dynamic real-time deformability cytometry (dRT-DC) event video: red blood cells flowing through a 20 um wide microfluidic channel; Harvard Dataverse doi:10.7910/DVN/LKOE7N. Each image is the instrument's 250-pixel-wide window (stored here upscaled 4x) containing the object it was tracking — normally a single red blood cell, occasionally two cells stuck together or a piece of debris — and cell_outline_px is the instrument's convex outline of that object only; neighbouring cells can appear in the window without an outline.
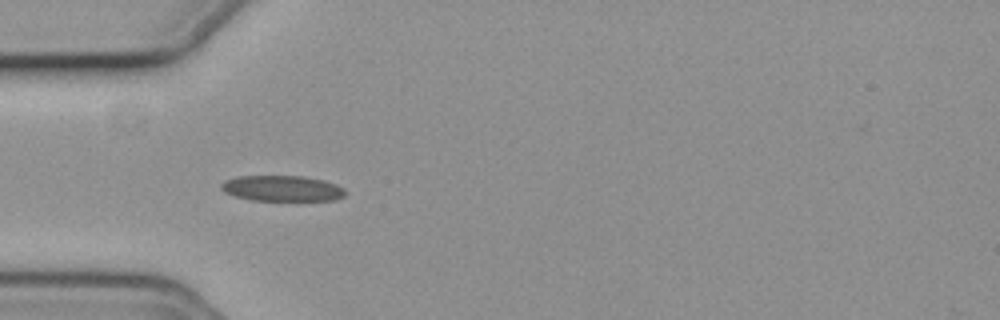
{"species": "common noctule bat (a hibernating species)", "species_latin": "Nyctalus noctula", "temperature_condition": "cold", "stored_images_in_passage": 4, "camera_frame_rate_fps": 3000, "um_per_image_px": 0.085, "animal": {"sex": "female", "body_mass_g": 19.3, "forearm_length_mm": 54.1}, "frame": {"image": 1, "passage_image": 1, "time_ms": 0.0, "image_size_px": [1000, 320], "cell_outline_px": [[348, 192], [344, 196], [336, 200], [252, 200], [232, 196], [224, 192], [220, 188], [220, 184], [224, 180], [236, 176], [304, 176], [324, 180], [336, 184], [344, 188]], "centroid_in_image_um": [23.97, 16.01], "position_along_channel_um": 61.0, "area_um2": 18.84}}
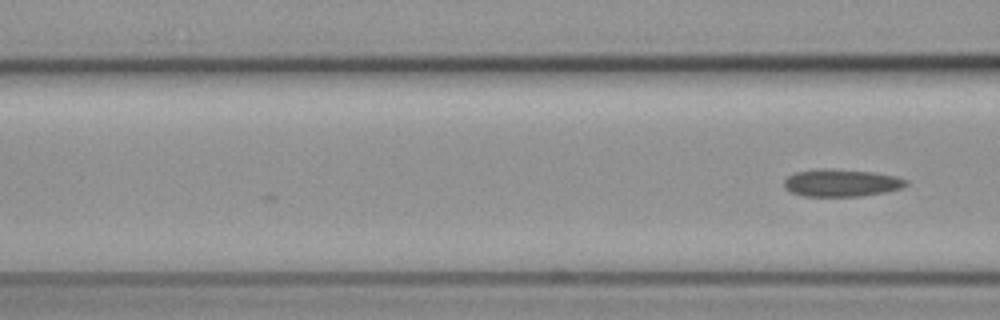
{"frame": {"image": 2, "passage_image": 4, "time_ms": 1.0, "image_size_px": [1000, 320], "cell_outline_px": [[908, 184], [904, 188], [884, 192], [860, 196], [804, 196], [792, 192], [784, 188], [784, 180], [788, 176], [796, 172], [820, 168], [828, 168], [872, 172], [896, 176], [908, 180]], "centroid_in_image_um": [71.53, 15.54], "position_along_channel_um": 95.1, "area_um2": 19.54}}